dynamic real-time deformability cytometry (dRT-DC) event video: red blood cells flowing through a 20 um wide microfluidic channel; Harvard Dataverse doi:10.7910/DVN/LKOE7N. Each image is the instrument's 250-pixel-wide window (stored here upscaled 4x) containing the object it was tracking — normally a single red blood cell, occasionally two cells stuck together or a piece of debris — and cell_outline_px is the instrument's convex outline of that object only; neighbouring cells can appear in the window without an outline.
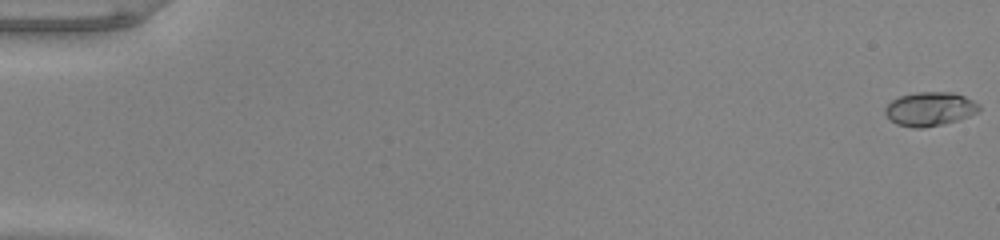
{"species": "common noctule bat (a hibernating species)", "species_latin": "Nyctalus noctula", "temperature_condition": "warm", "stored_images_in_passage": 53, "camera_frame_rate_fps": 3000, "um_per_image_px": 0.085, "animal": {"sex": "male", "body_mass_g": 20.0, "forearm_length_mm": 53.3}, "frame": {"image": 1, "passage_image": 1, "time_ms": 0.0, "image_size_px": [1000, 240], "cell_outline_px": [[980, 108], [976, 112], [968, 116], [944, 124], [924, 128], [912, 128], [896, 124], [884, 112], [884, 108], [892, 100], [900, 96], [916, 92], [952, 92], [964, 96], [980, 104]], "centroid_in_image_um": [79.02, 9.26], "position_along_channel_um": 6.0, "area_um2": 18.5}}
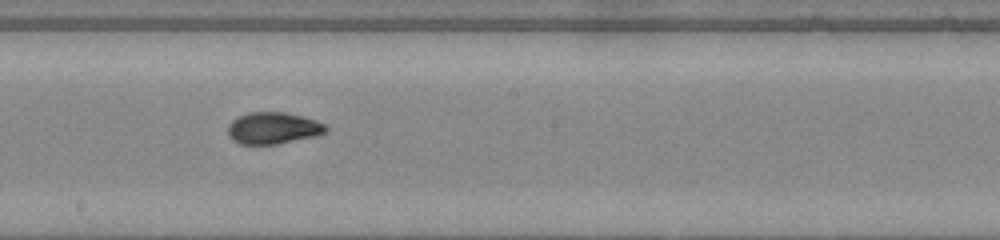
{"frame": {"image": 2, "passage_image": 31, "time_ms": 10.0, "image_size_px": [1000, 240], "cell_outline_px": [[328, 128], [324, 132], [316, 136], [276, 144], [240, 144], [232, 140], [228, 136], [228, 124], [232, 120], [248, 112], [284, 112], [304, 116], [316, 120], [324, 124]], "centroid_in_image_um": [23.2, 10.88], "position_along_channel_um": 225.0, "area_um2": 18.15}}
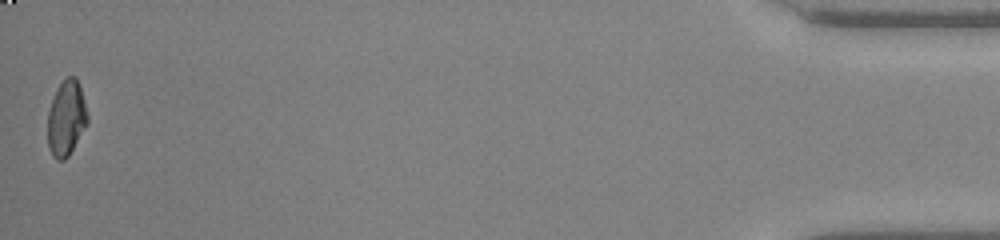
{"frame": {"image": 3, "passage_image": 53, "time_ms": 17.333, "image_size_px": [1000, 240], "cell_outline_px": [[88, 124], [68, 156], [64, 160], [56, 160], [52, 156], [48, 148], [48, 112], [52, 100], [60, 84], [68, 76], [76, 76], [88, 112]], "centroid_in_image_um": [5.64, 10.08], "position_along_channel_um": 429.6, "area_um2": 17.46}, "authors_computed_cell_mechanics": {"area_um2": 17.8024, "velocity_mm_per_s": 4.0016, "shape_relaxation_time_tau1_ms": 4.3566, "shape_relaxation_time_tau2_ms": 0.9955, "deformation_change_tau1": 0.2133, "deformation_change_tau2": 0.0496}}